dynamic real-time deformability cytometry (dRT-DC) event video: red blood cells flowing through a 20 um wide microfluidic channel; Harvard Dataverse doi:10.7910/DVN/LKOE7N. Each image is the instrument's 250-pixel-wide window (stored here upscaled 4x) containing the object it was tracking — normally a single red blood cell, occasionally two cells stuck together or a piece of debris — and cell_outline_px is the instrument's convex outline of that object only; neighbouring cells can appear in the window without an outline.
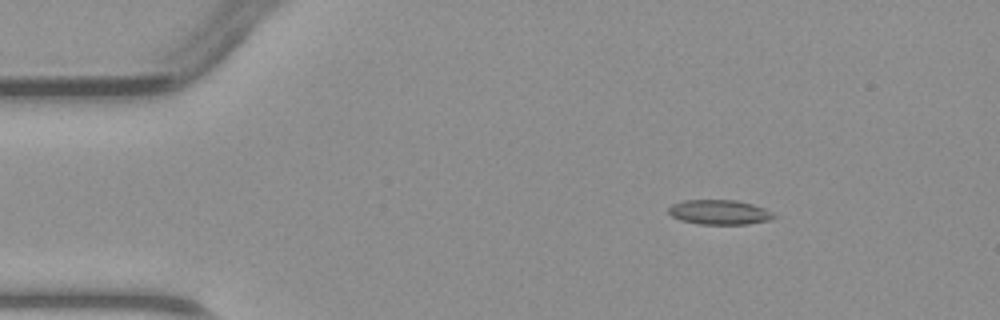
{"species": "common noctule bat (a hibernating species)", "species_latin": "Nyctalus noctula", "temperature_condition": "warm", "stored_images_in_passage": 5, "camera_frame_rate_fps": 3000, "um_per_image_px": 0.085, "animal": {"sex": "male", "body_mass_g": 23.1, "forearm_length_mm": 52.7}, "frame": {"image": 1, "passage_image": 2, "time_ms": 2.0, "image_size_px": [1000, 320], "cell_outline_px": [[776, 216], [772, 220], [748, 224], [700, 224], [680, 220], [672, 216], [668, 212], [668, 208], [672, 204], [684, 200], [736, 200], [752, 204], [764, 208], [772, 212]], "centroid_in_image_um": [61.16, 18.04], "position_along_channel_um": 23.8, "area_um2": 15.2}}
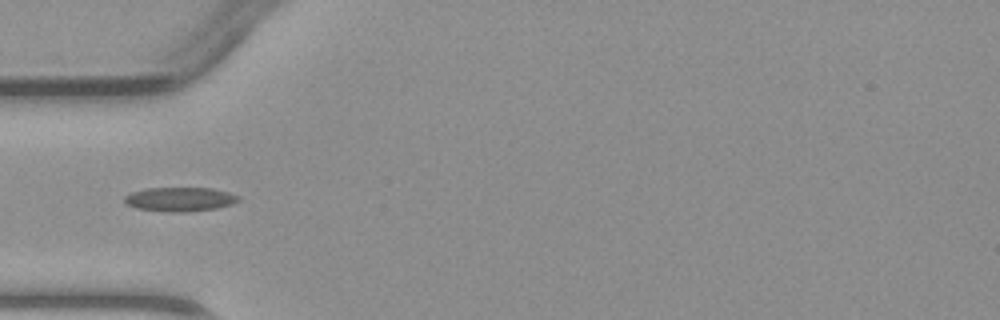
{"frame": {"image": 2, "passage_image": 4, "time_ms": 4.667, "image_size_px": [1000, 320], "cell_outline_px": [[240, 200], [232, 204], [216, 208], [188, 212], [164, 212], [136, 208], [124, 204], [124, 196], [132, 192], [148, 188], [212, 188], [228, 192], [240, 196]], "centroid_in_image_um": [15.28, 16.94], "position_along_channel_um": 69.7, "area_um2": 16.18}}
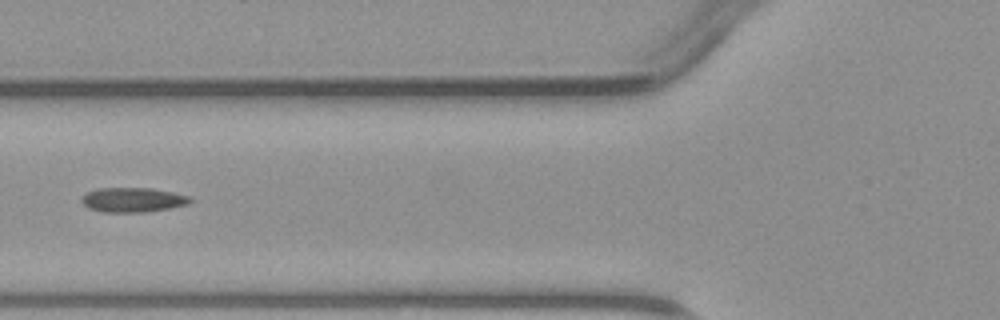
{"frame": {"image": 3, "passage_image": 5, "time_ms": 5.667, "image_size_px": [1000, 320], "cell_outline_px": [[192, 200], [188, 204], [168, 208], [144, 212], [100, 212], [88, 208], [80, 200], [88, 192], [100, 188], [152, 188], [172, 192], [188, 196]], "centroid_in_image_um": [11.27, 16.99], "position_along_channel_um": 114.5, "area_um2": 15.37}}